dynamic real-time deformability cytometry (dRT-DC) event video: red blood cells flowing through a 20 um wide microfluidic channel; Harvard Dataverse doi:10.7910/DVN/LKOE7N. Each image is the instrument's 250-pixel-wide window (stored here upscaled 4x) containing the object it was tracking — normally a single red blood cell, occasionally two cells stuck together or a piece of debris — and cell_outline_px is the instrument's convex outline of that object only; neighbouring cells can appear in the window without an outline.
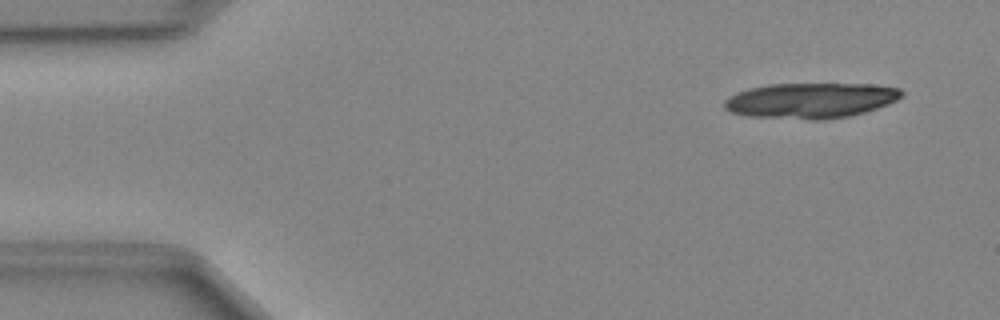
{"species": "Egyptian fruit bat (a non-hibernating species)", "species_latin": "Rousettus aegyptiacus", "temperature_condition": "cold", "stored_images_in_passage": 14, "camera_frame_rate_fps": 3000, "um_per_image_px": 0.085, "animal": {"sex": "female"}, "frame": {"image": 1, "passage_image": 3, "time_ms": 0.667, "image_size_px": [1000, 320], "cell_outline_px": [[904, 96], [888, 104], [864, 112], [848, 116], [820, 120], [812, 120], [748, 116], [732, 112], [724, 108], [724, 100], [728, 96], [736, 92], [748, 88], [768, 84], [872, 84], [900, 88], [904, 92]], "centroid_in_image_um": [68.9, 8.53], "position_along_channel_um": 16.1, "area_um2": 36.76}}